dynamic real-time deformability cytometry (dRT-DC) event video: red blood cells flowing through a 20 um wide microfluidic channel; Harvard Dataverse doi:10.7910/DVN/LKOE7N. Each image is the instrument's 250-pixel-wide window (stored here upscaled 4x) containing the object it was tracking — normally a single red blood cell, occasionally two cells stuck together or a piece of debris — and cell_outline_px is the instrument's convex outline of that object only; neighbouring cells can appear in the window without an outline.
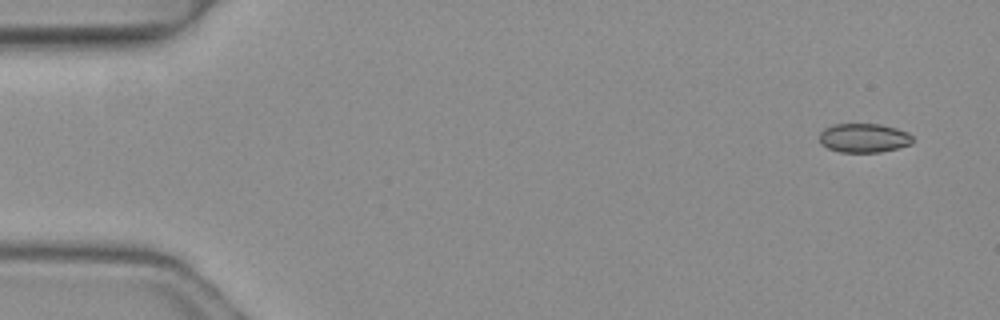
{"species": "common noctule bat (a hibernating species)", "species_latin": "Nyctalus noctula", "temperature_condition": "warm", "stored_images_in_passage": 2, "camera_frame_rate_fps": 3000, "um_per_image_px": 0.085, "animal": {"sex": "female", "body_mass_g": 19.3, "forearm_length_mm": 54.1}, "frame": {"image": 1, "passage_image": 1, "time_ms": 0.0, "image_size_px": [1000, 320], "cell_outline_px": [[912, 144], [880, 152], [840, 152], [828, 148], [820, 144], [820, 132], [824, 128], [832, 124], [880, 124], [896, 128], [908, 132], [912, 136]], "centroid_in_image_um": [73.41, 11.72], "position_along_channel_um": 11.6, "area_um2": 15.84}}